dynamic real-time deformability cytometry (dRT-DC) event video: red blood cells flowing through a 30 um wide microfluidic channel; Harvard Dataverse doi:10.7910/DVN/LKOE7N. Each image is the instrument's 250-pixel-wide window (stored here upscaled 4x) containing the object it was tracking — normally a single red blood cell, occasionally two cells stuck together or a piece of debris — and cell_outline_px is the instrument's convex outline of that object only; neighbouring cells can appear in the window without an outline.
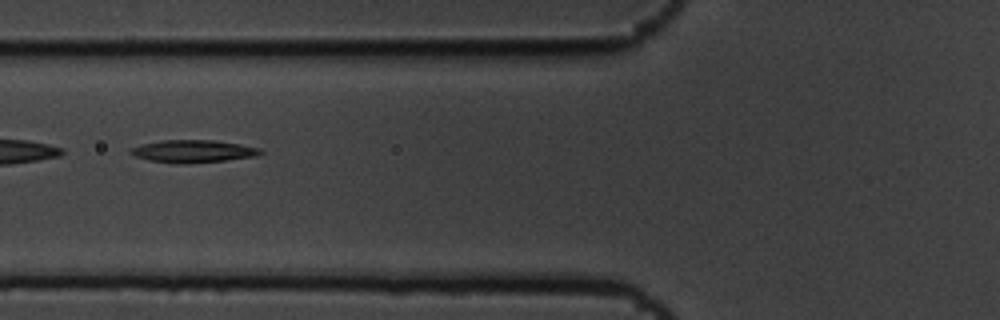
{"species": "common noctule bat (a hibernating species)", "species_latin": "Nyctalus noctula", "temperature_condition": "cold", "stored_images_in_passage": 9, "camera_frame_rate_fps": 3000, "um_per_image_px": 0.085, "animal": {"sex": "male", "body_mass_g": 19.5, "forearm_length_mm": 54.6}, "frame": {"image": 1, "passage_image": 7, "time_ms": 2.0, "image_size_px": [1000, 320], "cell_outline_px": [[264, 152], [256, 156], [224, 160], [188, 164], [184, 164], [148, 160], [136, 156], [128, 152], [132, 148], [140, 144], [160, 140], [216, 140], [240, 144], [260, 148]], "centroid_in_image_um": [16.41, 12.85], "position_along_channel_um": 109.4, "area_um2": 17.05}}
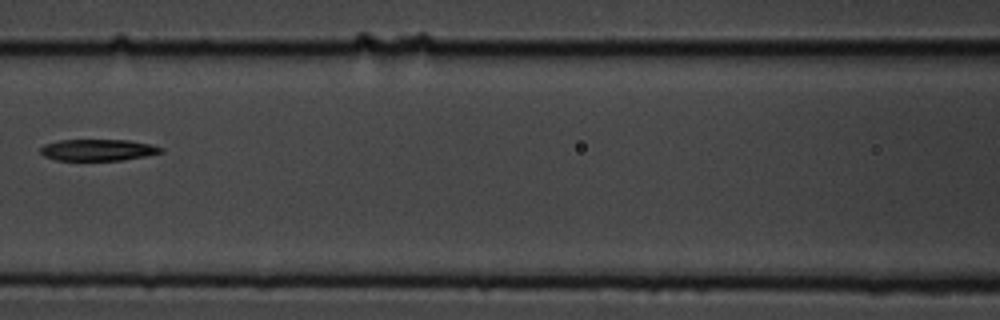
{"frame": {"image": 2, "passage_image": 8, "time_ms": 2.333, "image_size_px": [1000, 320], "cell_outline_px": [[164, 152], [144, 156], [120, 160], [56, 160], [44, 156], [40, 152], [40, 148], [44, 144], [60, 140], [128, 140], [148, 144], [164, 148]], "centroid_in_image_um": [8.3, 12.74], "position_along_channel_um": 158.3, "area_um2": 14.97}}
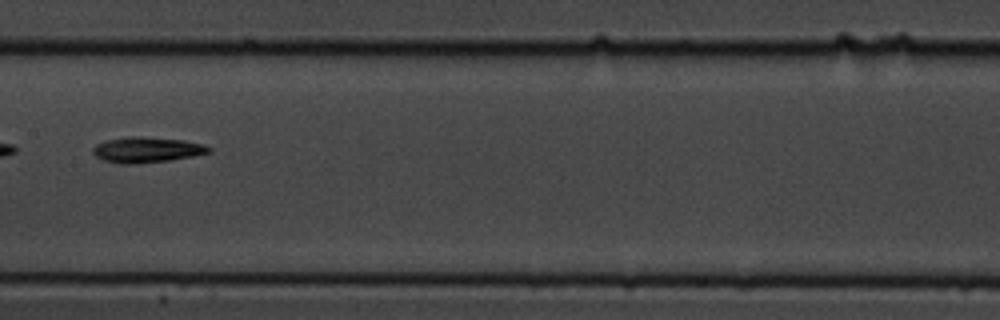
{"frame": {"image": 3, "passage_image": 9, "time_ms": 2.667, "image_size_px": [1000, 320], "cell_outline_px": [[212, 152], [192, 156], [168, 160], [136, 164], [120, 164], [104, 160], [96, 156], [92, 152], [92, 148], [96, 144], [104, 140], [132, 136], [140, 136], [184, 140], [204, 144], [212, 148]], "centroid_in_image_um": [12.47, 12.72], "position_along_channel_um": 194.9, "area_um2": 17.34}}